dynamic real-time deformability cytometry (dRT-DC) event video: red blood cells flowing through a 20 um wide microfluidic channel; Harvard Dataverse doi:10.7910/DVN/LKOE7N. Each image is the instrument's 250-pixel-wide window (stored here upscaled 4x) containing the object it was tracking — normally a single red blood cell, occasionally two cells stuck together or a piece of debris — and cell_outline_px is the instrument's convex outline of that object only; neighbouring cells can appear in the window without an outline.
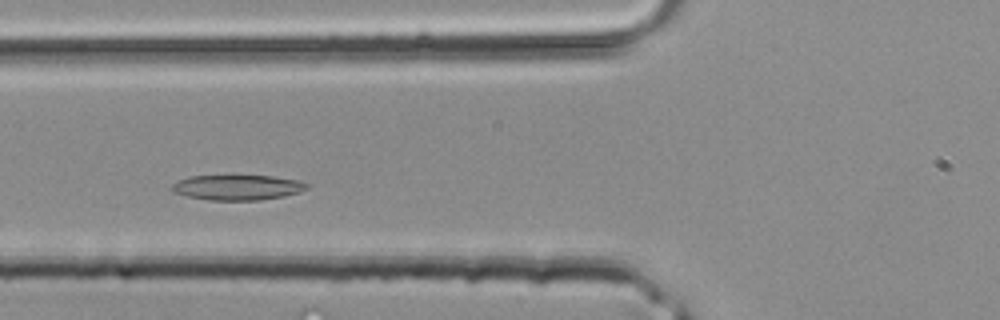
{"species": "common noctule bat (a hibernating species)", "species_latin": "Nyctalus noctula", "temperature_condition": "room temperature", "stored_images_in_passage": 33, "camera_frame_rate_fps": 3000, "um_per_image_px": 0.085, "animal": {"sex": "male", "body_mass_g": 20.4}, "frame": {"image": 1, "passage_image": 9, "time_ms": 2.667, "image_size_px": [1000, 320], "cell_outline_px": [[308, 188], [300, 192], [284, 196], [260, 200], [208, 200], [188, 196], [172, 192], [172, 184], [188, 176], [228, 172], [236, 172], [272, 176], [300, 180], [308, 184]], "centroid_in_image_um": [20.17, 15.86], "position_along_channel_um": 105.6, "area_um2": 21.1}}
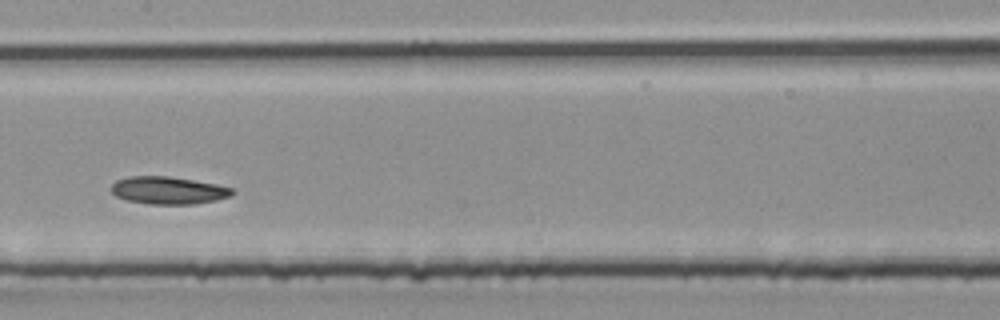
{"frame": {"image": 2, "passage_image": 14, "time_ms": 4.333, "image_size_px": [1000, 320], "cell_outline_px": [[236, 192], [232, 196], [216, 200], [196, 204], [148, 204], [128, 200], [116, 196], [112, 192], [112, 184], [116, 180], [128, 176], [168, 176], [216, 184], [232, 188]], "centroid_in_image_um": [14.33, 16.18], "position_along_channel_um": 193.1, "area_um2": 19.42}}
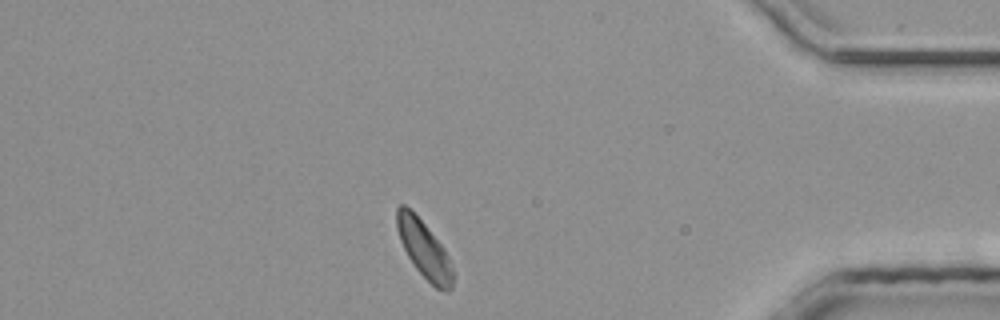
{"frame": {"image": 3, "passage_image": 28, "time_ms": 9.0, "image_size_px": [1000, 320], "cell_outline_px": [[452, 288], [448, 292], [444, 292], [436, 288], [416, 268], [408, 256], [400, 240], [396, 228], [396, 208], [400, 204], [404, 204], [424, 224], [444, 248], [448, 256], [452, 268]], "centroid_in_image_um": [36.03, 21.2], "position_along_channel_um": 399.2, "area_um2": 18.26}}